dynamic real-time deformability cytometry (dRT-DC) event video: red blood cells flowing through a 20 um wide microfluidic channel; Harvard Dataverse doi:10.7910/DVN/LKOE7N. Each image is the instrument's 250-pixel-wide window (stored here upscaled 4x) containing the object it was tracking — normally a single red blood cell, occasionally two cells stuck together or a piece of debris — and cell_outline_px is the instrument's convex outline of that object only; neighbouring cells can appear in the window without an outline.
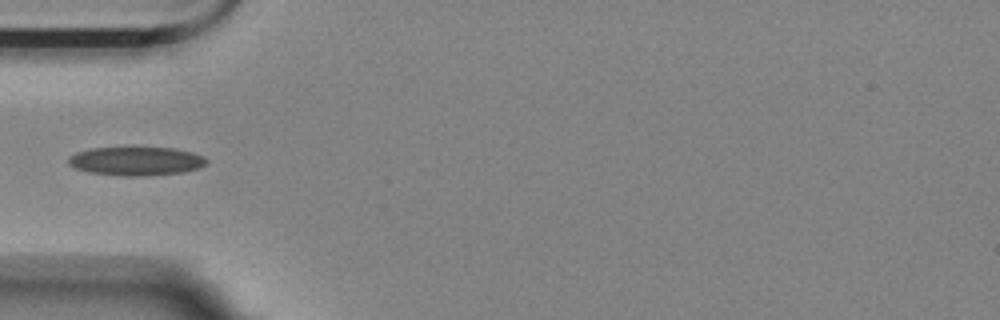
{"species": "Egyptian fruit bat (a non-hibernating species)", "species_latin": "Rousettus aegyptiacus", "temperature_condition": "room temperature", "stored_images_in_passage": 8, "camera_frame_rate_fps": 3000, "um_per_image_px": 0.085, "animal": {"sex": "female"}, "frame": {"image": 1, "passage_image": 2, "time_ms": 0.333, "image_size_px": [1000, 320], "cell_outline_px": [[208, 164], [200, 168], [184, 172], [144, 176], [124, 176], [88, 172], [76, 168], [68, 164], [68, 156], [76, 152], [92, 148], [172, 148], [192, 152], [204, 156], [208, 160]], "centroid_in_image_um": [11.6, 13.7], "position_along_channel_um": 73.4, "area_um2": 23.18}}
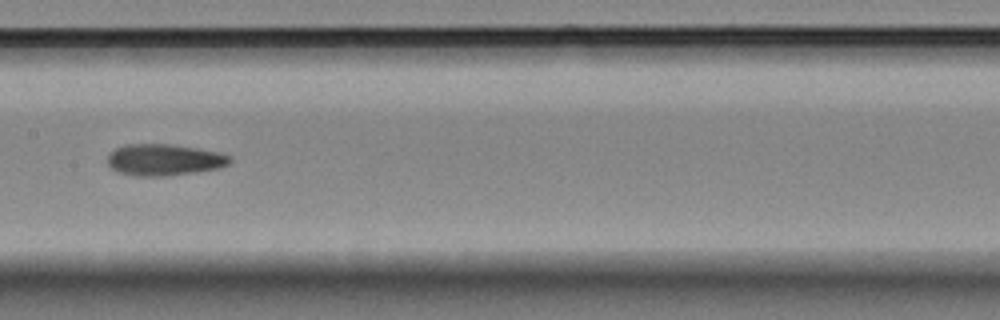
{"frame": {"image": 2, "passage_image": 5, "time_ms": 1.333, "image_size_px": [1000, 320], "cell_outline_px": [[232, 160], [228, 164], [220, 168], [196, 172], [168, 176], [132, 176], [120, 172], [112, 168], [108, 164], [108, 156], [116, 148], [124, 144], [168, 144], [196, 148], [220, 152], [232, 156]], "centroid_in_image_um": [13.99, 13.59], "position_along_channel_um": 193.4, "area_um2": 22.54}}
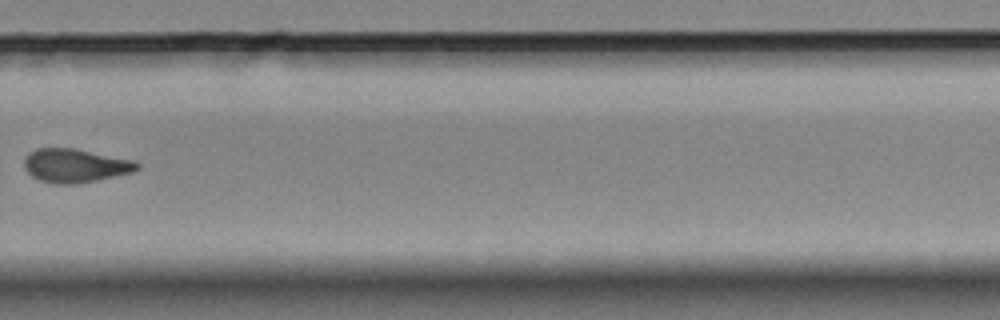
{"frame": {"image": 3, "passage_image": 8, "time_ms": 2.333, "image_size_px": [1000, 320], "cell_outline_px": [[140, 168], [132, 172], [96, 180], [76, 184], [56, 184], [40, 180], [32, 176], [24, 168], [24, 160], [28, 152], [36, 148], [76, 148], [136, 160], [140, 164]], "centroid_in_image_um": [6.41, 14.06], "position_along_channel_um": 323.4, "area_um2": 22.37}}